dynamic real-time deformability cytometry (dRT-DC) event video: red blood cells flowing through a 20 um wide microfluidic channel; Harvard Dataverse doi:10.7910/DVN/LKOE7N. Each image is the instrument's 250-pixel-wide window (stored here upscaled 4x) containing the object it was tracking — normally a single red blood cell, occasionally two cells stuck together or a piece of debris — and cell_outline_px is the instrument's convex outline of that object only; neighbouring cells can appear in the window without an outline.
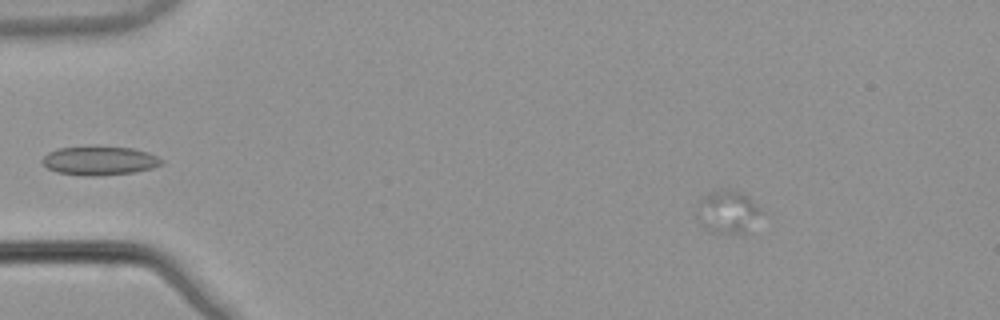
{"species": "common noctule bat (a hibernating species)", "species_latin": "Nyctalus noctula", "temperature_condition": "warm", "stored_images_in_passage": 26, "camera_frame_rate_fps": 3000, "um_per_image_px": 0.085, "animal": {"sex": "male", "body_mass_g": 21.5, "forearm_length_mm": 52.0}, "frame": {"image": 1, "passage_image": 10, "time_ms": 3.0, "image_size_px": [1000, 320], "cell_outline_px": [[764, 212], [740, 236], [708, 232], [704, 224], [700, 200], [704, 196], [720, 188], [724, 188], [740, 192], [748, 196]], "centroid_in_image_um": [61.95, 18.02], "position_along_channel_um": 23.0, "area_um2": 15.55}}
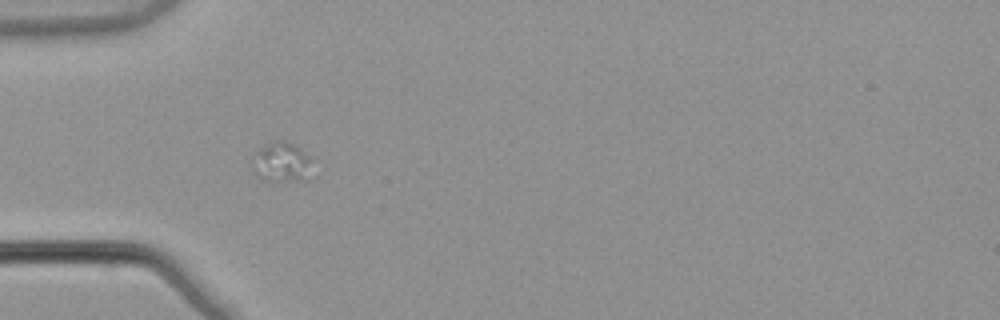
{"frame": {"image": 2, "passage_image": 20, "time_ms": 6.333, "image_size_px": [1000, 320], "cell_outline_px": [[312, 160], [308, 180], [268, 184], [256, 176], [252, 172], [248, 164], [256, 152], [264, 144], [276, 140], [288, 140], [308, 156]], "centroid_in_image_um": [23.85, 13.86], "position_along_channel_um": 61.2, "area_um2": 14.91}}
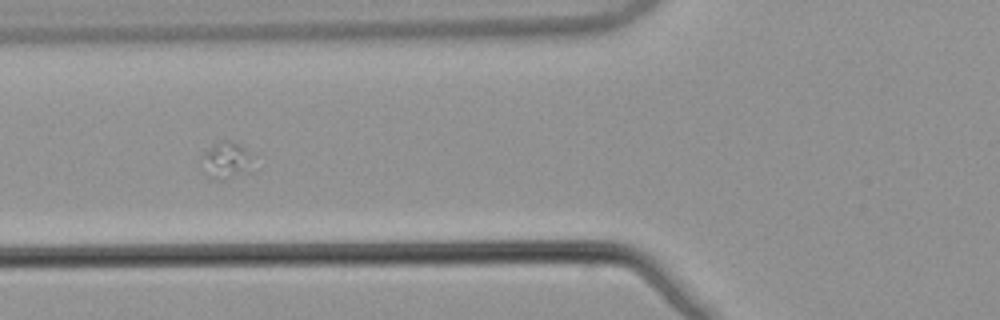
{"frame": {"image": 3, "passage_image": 24, "time_ms": 7.667, "image_size_px": [1000, 320], "cell_outline_px": [[260, 168], [252, 172], [224, 180], [208, 180], [204, 172], [200, 156], [204, 152], [216, 144], [224, 140], [232, 140], [240, 144], [244, 148]], "centroid_in_image_um": [19.3, 13.7], "position_along_channel_um": 106.5, "area_um2": 11.79}}